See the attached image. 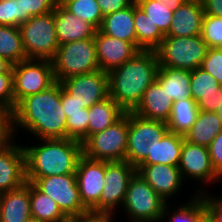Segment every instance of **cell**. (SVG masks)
Listing matches in <instances>:
<instances>
[{
  "mask_svg": "<svg viewBox=\"0 0 222 222\" xmlns=\"http://www.w3.org/2000/svg\"><path fill=\"white\" fill-rule=\"evenodd\" d=\"M61 90L60 82L56 81L48 89L23 98L12 112L14 134L22 128L38 140L67 138Z\"/></svg>",
  "mask_w": 222,
  "mask_h": 222,
  "instance_id": "6da1fadb",
  "label": "cell"
},
{
  "mask_svg": "<svg viewBox=\"0 0 222 222\" xmlns=\"http://www.w3.org/2000/svg\"><path fill=\"white\" fill-rule=\"evenodd\" d=\"M158 68L156 50L139 51L108 73L109 97L125 112L133 111L145 90L156 80Z\"/></svg>",
  "mask_w": 222,
  "mask_h": 222,
  "instance_id": "7a4b0ae2",
  "label": "cell"
},
{
  "mask_svg": "<svg viewBox=\"0 0 222 222\" xmlns=\"http://www.w3.org/2000/svg\"><path fill=\"white\" fill-rule=\"evenodd\" d=\"M40 145L24 146L26 177L75 174L83 145L80 141L40 139Z\"/></svg>",
  "mask_w": 222,
  "mask_h": 222,
  "instance_id": "3957f363",
  "label": "cell"
},
{
  "mask_svg": "<svg viewBox=\"0 0 222 222\" xmlns=\"http://www.w3.org/2000/svg\"><path fill=\"white\" fill-rule=\"evenodd\" d=\"M55 80L100 70L94 37L62 44L52 59Z\"/></svg>",
  "mask_w": 222,
  "mask_h": 222,
  "instance_id": "277c9868",
  "label": "cell"
},
{
  "mask_svg": "<svg viewBox=\"0 0 222 222\" xmlns=\"http://www.w3.org/2000/svg\"><path fill=\"white\" fill-rule=\"evenodd\" d=\"M26 181L51 197L69 220L91 216L81 202L76 174L26 177Z\"/></svg>",
  "mask_w": 222,
  "mask_h": 222,
  "instance_id": "5b68a950",
  "label": "cell"
},
{
  "mask_svg": "<svg viewBox=\"0 0 222 222\" xmlns=\"http://www.w3.org/2000/svg\"><path fill=\"white\" fill-rule=\"evenodd\" d=\"M168 202L136 172L129 181L122 209L130 222H161Z\"/></svg>",
  "mask_w": 222,
  "mask_h": 222,
  "instance_id": "8992f818",
  "label": "cell"
},
{
  "mask_svg": "<svg viewBox=\"0 0 222 222\" xmlns=\"http://www.w3.org/2000/svg\"><path fill=\"white\" fill-rule=\"evenodd\" d=\"M208 46L201 35L165 36L156 49L159 66L193 71L201 66Z\"/></svg>",
  "mask_w": 222,
  "mask_h": 222,
  "instance_id": "52a82bcc",
  "label": "cell"
},
{
  "mask_svg": "<svg viewBox=\"0 0 222 222\" xmlns=\"http://www.w3.org/2000/svg\"><path fill=\"white\" fill-rule=\"evenodd\" d=\"M19 29L27 59L54 58L59 47L54 11L31 17Z\"/></svg>",
  "mask_w": 222,
  "mask_h": 222,
  "instance_id": "ba28073f",
  "label": "cell"
},
{
  "mask_svg": "<svg viewBox=\"0 0 222 222\" xmlns=\"http://www.w3.org/2000/svg\"><path fill=\"white\" fill-rule=\"evenodd\" d=\"M128 130L129 111L107 129L91 135L82 144L83 154L93 160H125Z\"/></svg>",
  "mask_w": 222,
  "mask_h": 222,
  "instance_id": "9c48e42d",
  "label": "cell"
},
{
  "mask_svg": "<svg viewBox=\"0 0 222 222\" xmlns=\"http://www.w3.org/2000/svg\"><path fill=\"white\" fill-rule=\"evenodd\" d=\"M15 106L27 96L48 89L56 80L52 60L26 59L12 66Z\"/></svg>",
  "mask_w": 222,
  "mask_h": 222,
  "instance_id": "30bf717a",
  "label": "cell"
},
{
  "mask_svg": "<svg viewBox=\"0 0 222 222\" xmlns=\"http://www.w3.org/2000/svg\"><path fill=\"white\" fill-rule=\"evenodd\" d=\"M169 131L167 123L146 119L129 111V130L125 160L138 167L151 153L157 137H164Z\"/></svg>",
  "mask_w": 222,
  "mask_h": 222,
  "instance_id": "8fae6325",
  "label": "cell"
},
{
  "mask_svg": "<svg viewBox=\"0 0 222 222\" xmlns=\"http://www.w3.org/2000/svg\"><path fill=\"white\" fill-rule=\"evenodd\" d=\"M136 172V167L126 160L105 161V184L98 201V216H115L114 210L123 205L129 181Z\"/></svg>",
  "mask_w": 222,
  "mask_h": 222,
  "instance_id": "7c38bea8",
  "label": "cell"
},
{
  "mask_svg": "<svg viewBox=\"0 0 222 222\" xmlns=\"http://www.w3.org/2000/svg\"><path fill=\"white\" fill-rule=\"evenodd\" d=\"M75 174L83 206L91 216H98V201L105 184V161L93 160L83 154Z\"/></svg>",
  "mask_w": 222,
  "mask_h": 222,
  "instance_id": "4fadbf2b",
  "label": "cell"
},
{
  "mask_svg": "<svg viewBox=\"0 0 222 222\" xmlns=\"http://www.w3.org/2000/svg\"><path fill=\"white\" fill-rule=\"evenodd\" d=\"M60 84L84 108L89 109L109 97L108 73L101 70L68 77Z\"/></svg>",
  "mask_w": 222,
  "mask_h": 222,
  "instance_id": "5bb4252c",
  "label": "cell"
},
{
  "mask_svg": "<svg viewBox=\"0 0 222 222\" xmlns=\"http://www.w3.org/2000/svg\"><path fill=\"white\" fill-rule=\"evenodd\" d=\"M184 179H194L203 185L214 184L222 179L213 169L208 147L195 145L184 140L181 148L180 162L178 165ZM187 176V177H186Z\"/></svg>",
  "mask_w": 222,
  "mask_h": 222,
  "instance_id": "9a60e30c",
  "label": "cell"
},
{
  "mask_svg": "<svg viewBox=\"0 0 222 222\" xmlns=\"http://www.w3.org/2000/svg\"><path fill=\"white\" fill-rule=\"evenodd\" d=\"M137 172L167 202L182 189L183 177L178 166L140 164Z\"/></svg>",
  "mask_w": 222,
  "mask_h": 222,
  "instance_id": "2e32d148",
  "label": "cell"
},
{
  "mask_svg": "<svg viewBox=\"0 0 222 222\" xmlns=\"http://www.w3.org/2000/svg\"><path fill=\"white\" fill-rule=\"evenodd\" d=\"M94 40L100 70L106 73L121 66L139 52L132 43L107 36L99 29Z\"/></svg>",
  "mask_w": 222,
  "mask_h": 222,
  "instance_id": "e0dca14e",
  "label": "cell"
},
{
  "mask_svg": "<svg viewBox=\"0 0 222 222\" xmlns=\"http://www.w3.org/2000/svg\"><path fill=\"white\" fill-rule=\"evenodd\" d=\"M26 183L23 146L11 142L0 151V193L15 190Z\"/></svg>",
  "mask_w": 222,
  "mask_h": 222,
  "instance_id": "ac0fdd59",
  "label": "cell"
},
{
  "mask_svg": "<svg viewBox=\"0 0 222 222\" xmlns=\"http://www.w3.org/2000/svg\"><path fill=\"white\" fill-rule=\"evenodd\" d=\"M191 97L199 111L216 112L222 102V85L201 67L191 71Z\"/></svg>",
  "mask_w": 222,
  "mask_h": 222,
  "instance_id": "d6986e66",
  "label": "cell"
},
{
  "mask_svg": "<svg viewBox=\"0 0 222 222\" xmlns=\"http://www.w3.org/2000/svg\"><path fill=\"white\" fill-rule=\"evenodd\" d=\"M54 20L59 46L77 40L93 38L97 31L92 24L70 13L59 2L54 9Z\"/></svg>",
  "mask_w": 222,
  "mask_h": 222,
  "instance_id": "ffe728a7",
  "label": "cell"
},
{
  "mask_svg": "<svg viewBox=\"0 0 222 222\" xmlns=\"http://www.w3.org/2000/svg\"><path fill=\"white\" fill-rule=\"evenodd\" d=\"M204 15L201 1L187 0L173 11L171 27L165 36L190 37L201 35Z\"/></svg>",
  "mask_w": 222,
  "mask_h": 222,
  "instance_id": "44dd1931",
  "label": "cell"
},
{
  "mask_svg": "<svg viewBox=\"0 0 222 222\" xmlns=\"http://www.w3.org/2000/svg\"><path fill=\"white\" fill-rule=\"evenodd\" d=\"M173 100L155 80L144 92L143 97L132 111L136 115L167 122L171 115Z\"/></svg>",
  "mask_w": 222,
  "mask_h": 222,
  "instance_id": "7402d4cb",
  "label": "cell"
},
{
  "mask_svg": "<svg viewBox=\"0 0 222 222\" xmlns=\"http://www.w3.org/2000/svg\"><path fill=\"white\" fill-rule=\"evenodd\" d=\"M31 217L29 181L20 188L0 193L1 222H26Z\"/></svg>",
  "mask_w": 222,
  "mask_h": 222,
  "instance_id": "603a6c76",
  "label": "cell"
},
{
  "mask_svg": "<svg viewBox=\"0 0 222 222\" xmlns=\"http://www.w3.org/2000/svg\"><path fill=\"white\" fill-rule=\"evenodd\" d=\"M99 30L107 36L130 42L137 48L134 4L104 16Z\"/></svg>",
  "mask_w": 222,
  "mask_h": 222,
  "instance_id": "cb8c5ba5",
  "label": "cell"
},
{
  "mask_svg": "<svg viewBox=\"0 0 222 222\" xmlns=\"http://www.w3.org/2000/svg\"><path fill=\"white\" fill-rule=\"evenodd\" d=\"M184 135L168 131L164 137H157L151 153L141 164H164L178 166Z\"/></svg>",
  "mask_w": 222,
  "mask_h": 222,
  "instance_id": "d4e9b609",
  "label": "cell"
},
{
  "mask_svg": "<svg viewBox=\"0 0 222 222\" xmlns=\"http://www.w3.org/2000/svg\"><path fill=\"white\" fill-rule=\"evenodd\" d=\"M191 71L159 66L156 81L173 102L191 97Z\"/></svg>",
  "mask_w": 222,
  "mask_h": 222,
  "instance_id": "484cf974",
  "label": "cell"
},
{
  "mask_svg": "<svg viewBox=\"0 0 222 222\" xmlns=\"http://www.w3.org/2000/svg\"><path fill=\"white\" fill-rule=\"evenodd\" d=\"M222 130V123L217 112L199 111L195 123L185 133L184 140L208 147Z\"/></svg>",
  "mask_w": 222,
  "mask_h": 222,
  "instance_id": "4316f807",
  "label": "cell"
},
{
  "mask_svg": "<svg viewBox=\"0 0 222 222\" xmlns=\"http://www.w3.org/2000/svg\"><path fill=\"white\" fill-rule=\"evenodd\" d=\"M126 112L110 97L94 104L88 109V138L107 129Z\"/></svg>",
  "mask_w": 222,
  "mask_h": 222,
  "instance_id": "83f0119b",
  "label": "cell"
},
{
  "mask_svg": "<svg viewBox=\"0 0 222 222\" xmlns=\"http://www.w3.org/2000/svg\"><path fill=\"white\" fill-rule=\"evenodd\" d=\"M134 25L139 51L156 50L160 46L165 35L137 4H134Z\"/></svg>",
  "mask_w": 222,
  "mask_h": 222,
  "instance_id": "f1b7e54d",
  "label": "cell"
},
{
  "mask_svg": "<svg viewBox=\"0 0 222 222\" xmlns=\"http://www.w3.org/2000/svg\"><path fill=\"white\" fill-rule=\"evenodd\" d=\"M31 215L44 222H68L69 219L62 213L58 204L48 195L39 191L30 182Z\"/></svg>",
  "mask_w": 222,
  "mask_h": 222,
  "instance_id": "f546056e",
  "label": "cell"
},
{
  "mask_svg": "<svg viewBox=\"0 0 222 222\" xmlns=\"http://www.w3.org/2000/svg\"><path fill=\"white\" fill-rule=\"evenodd\" d=\"M198 112L197 103L192 98L173 102L171 115L166 122L169 131L185 135L195 123Z\"/></svg>",
  "mask_w": 222,
  "mask_h": 222,
  "instance_id": "4dcf8cb0",
  "label": "cell"
},
{
  "mask_svg": "<svg viewBox=\"0 0 222 222\" xmlns=\"http://www.w3.org/2000/svg\"><path fill=\"white\" fill-rule=\"evenodd\" d=\"M0 57L13 65L27 59L19 27L0 25Z\"/></svg>",
  "mask_w": 222,
  "mask_h": 222,
  "instance_id": "1f68e13d",
  "label": "cell"
},
{
  "mask_svg": "<svg viewBox=\"0 0 222 222\" xmlns=\"http://www.w3.org/2000/svg\"><path fill=\"white\" fill-rule=\"evenodd\" d=\"M70 13L92 24L97 30L101 27L103 13L97 0H58Z\"/></svg>",
  "mask_w": 222,
  "mask_h": 222,
  "instance_id": "d6a6232c",
  "label": "cell"
},
{
  "mask_svg": "<svg viewBox=\"0 0 222 222\" xmlns=\"http://www.w3.org/2000/svg\"><path fill=\"white\" fill-rule=\"evenodd\" d=\"M187 201V203H182L181 206H174L171 216L168 210H170L167 203L164 207L163 220L168 219V222H197L198 215L206 208L204 200L200 194H195Z\"/></svg>",
  "mask_w": 222,
  "mask_h": 222,
  "instance_id": "836d02e7",
  "label": "cell"
},
{
  "mask_svg": "<svg viewBox=\"0 0 222 222\" xmlns=\"http://www.w3.org/2000/svg\"><path fill=\"white\" fill-rule=\"evenodd\" d=\"M137 5L164 35L168 33L173 19V11L169 6H164L155 0H141Z\"/></svg>",
  "mask_w": 222,
  "mask_h": 222,
  "instance_id": "e575fe53",
  "label": "cell"
},
{
  "mask_svg": "<svg viewBox=\"0 0 222 222\" xmlns=\"http://www.w3.org/2000/svg\"><path fill=\"white\" fill-rule=\"evenodd\" d=\"M24 22L22 0H0V25L20 27Z\"/></svg>",
  "mask_w": 222,
  "mask_h": 222,
  "instance_id": "d590c367",
  "label": "cell"
},
{
  "mask_svg": "<svg viewBox=\"0 0 222 222\" xmlns=\"http://www.w3.org/2000/svg\"><path fill=\"white\" fill-rule=\"evenodd\" d=\"M201 36L208 48H222V18L205 14Z\"/></svg>",
  "mask_w": 222,
  "mask_h": 222,
  "instance_id": "8d00e7d4",
  "label": "cell"
},
{
  "mask_svg": "<svg viewBox=\"0 0 222 222\" xmlns=\"http://www.w3.org/2000/svg\"><path fill=\"white\" fill-rule=\"evenodd\" d=\"M88 117V108H85V113L68 114L67 138L80 141L83 144L88 139Z\"/></svg>",
  "mask_w": 222,
  "mask_h": 222,
  "instance_id": "74e56055",
  "label": "cell"
},
{
  "mask_svg": "<svg viewBox=\"0 0 222 222\" xmlns=\"http://www.w3.org/2000/svg\"><path fill=\"white\" fill-rule=\"evenodd\" d=\"M200 67L222 85V48H208Z\"/></svg>",
  "mask_w": 222,
  "mask_h": 222,
  "instance_id": "f35d334b",
  "label": "cell"
},
{
  "mask_svg": "<svg viewBox=\"0 0 222 222\" xmlns=\"http://www.w3.org/2000/svg\"><path fill=\"white\" fill-rule=\"evenodd\" d=\"M0 110L14 111L13 73L0 74Z\"/></svg>",
  "mask_w": 222,
  "mask_h": 222,
  "instance_id": "ab89813d",
  "label": "cell"
},
{
  "mask_svg": "<svg viewBox=\"0 0 222 222\" xmlns=\"http://www.w3.org/2000/svg\"><path fill=\"white\" fill-rule=\"evenodd\" d=\"M58 0H22L25 22L33 16L44 15L54 11Z\"/></svg>",
  "mask_w": 222,
  "mask_h": 222,
  "instance_id": "60d3db41",
  "label": "cell"
},
{
  "mask_svg": "<svg viewBox=\"0 0 222 222\" xmlns=\"http://www.w3.org/2000/svg\"><path fill=\"white\" fill-rule=\"evenodd\" d=\"M15 139L12 113L0 110V151Z\"/></svg>",
  "mask_w": 222,
  "mask_h": 222,
  "instance_id": "b9f144b4",
  "label": "cell"
},
{
  "mask_svg": "<svg viewBox=\"0 0 222 222\" xmlns=\"http://www.w3.org/2000/svg\"><path fill=\"white\" fill-rule=\"evenodd\" d=\"M208 150L213 169L222 178V130L210 143Z\"/></svg>",
  "mask_w": 222,
  "mask_h": 222,
  "instance_id": "7bdbcfd3",
  "label": "cell"
},
{
  "mask_svg": "<svg viewBox=\"0 0 222 222\" xmlns=\"http://www.w3.org/2000/svg\"><path fill=\"white\" fill-rule=\"evenodd\" d=\"M197 194H200L204 200L205 207L213 214L216 222H222V196L214 197L213 195L209 196L206 191L200 186L196 190Z\"/></svg>",
  "mask_w": 222,
  "mask_h": 222,
  "instance_id": "ee69618b",
  "label": "cell"
},
{
  "mask_svg": "<svg viewBox=\"0 0 222 222\" xmlns=\"http://www.w3.org/2000/svg\"><path fill=\"white\" fill-rule=\"evenodd\" d=\"M61 103L66 117L68 114L85 113V108L73 100L63 88L61 90Z\"/></svg>",
  "mask_w": 222,
  "mask_h": 222,
  "instance_id": "f6af8a7d",
  "label": "cell"
},
{
  "mask_svg": "<svg viewBox=\"0 0 222 222\" xmlns=\"http://www.w3.org/2000/svg\"><path fill=\"white\" fill-rule=\"evenodd\" d=\"M103 16L114 13L126 7H129L132 3L130 0H97Z\"/></svg>",
  "mask_w": 222,
  "mask_h": 222,
  "instance_id": "bcb514c9",
  "label": "cell"
},
{
  "mask_svg": "<svg viewBox=\"0 0 222 222\" xmlns=\"http://www.w3.org/2000/svg\"><path fill=\"white\" fill-rule=\"evenodd\" d=\"M206 15L222 18V0H201Z\"/></svg>",
  "mask_w": 222,
  "mask_h": 222,
  "instance_id": "7dc6e473",
  "label": "cell"
},
{
  "mask_svg": "<svg viewBox=\"0 0 222 222\" xmlns=\"http://www.w3.org/2000/svg\"><path fill=\"white\" fill-rule=\"evenodd\" d=\"M112 219L114 218L109 216H88L81 219H70L69 222H111Z\"/></svg>",
  "mask_w": 222,
  "mask_h": 222,
  "instance_id": "c3c4849f",
  "label": "cell"
},
{
  "mask_svg": "<svg viewBox=\"0 0 222 222\" xmlns=\"http://www.w3.org/2000/svg\"><path fill=\"white\" fill-rule=\"evenodd\" d=\"M164 6H169V9L175 11L180 6H182L187 0H155Z\"/></svg>",
  "mask_w": 222,
  "mask_h": 222,
  "instance_id": "681fc988",
  "label": "cell"
},
{
  "mask_svg": "<svg viewBox=\"0 0 222 222\" xmlns=\"http://www.w3.org/2000/svg\"><path fill=\"white\" fill-rule=\"evenodd\" d=\"M197 222H216V220H215L213 214L207 208H205L198 215Z\"/></svg>",
  "mask_w": 222,
  "mask_h": 222,
  "instance_id": "f907efd6",
  "label": "cell"
},
{
  "mask_svg": "<svg viewBox=\"0 0 222 222\" xmlns=\"http://www.w3.org/2000/svg\"><path fill=\"white\" fill-rule=\"evenodd\" d=\"M12 66H13V64L10 63L7 59L0 57V74L13 73Z\"/></svg>",
  "mask_w": 222,
  "mask_h": 222,
  "instance_id": "816d5d0a",
  "label": "cell"
},
{
  "mask_svg": "<svg viewBox=\"0 0 222 222\" xmlns=\"http://www.w3.org/2000/svg\"><path fill=\"white\" fill-rule=\"evenodd\" d=\"M217 114H218V117L220 118V121L222 123V102L221 104L218 106V109H217Z\"/></svg>",
  "mask_w": 222,
  "mask_h": 222,
  "instance_id": "f5cc1de1",
  "label": "cell"
},
{
  "mask_svg": "<svg viewBox=\"0 0 222 222\" xmlns=\"http://www.w3.org/2000/svg\"><path fill=\"white\" fill-rule=\"evenodd\" d=\"M26 222H44V221H40V220H38L36 218L31 217Z\"/></svg>",
  "mask_w": 222,
  "mask_h": 222,
  "instance_id": "db71d44e",
  "label": "cell"
},
{
  "mask_svg": "<svg viewBox=\"0 0 222 222\" xmlns=\"http://www.w3.org/2000/svg\"><path fill=\"white\" fill-rule=\"evenodd\" d=\"M131 1V3H133V4H137L138 2H140L141 0H130Z\"/></svg>",
  "mask_w": 222,
  "mask_h": 222,
  "instance_id": "11a10c76",
  "label": "cell"
}]
</instances>
